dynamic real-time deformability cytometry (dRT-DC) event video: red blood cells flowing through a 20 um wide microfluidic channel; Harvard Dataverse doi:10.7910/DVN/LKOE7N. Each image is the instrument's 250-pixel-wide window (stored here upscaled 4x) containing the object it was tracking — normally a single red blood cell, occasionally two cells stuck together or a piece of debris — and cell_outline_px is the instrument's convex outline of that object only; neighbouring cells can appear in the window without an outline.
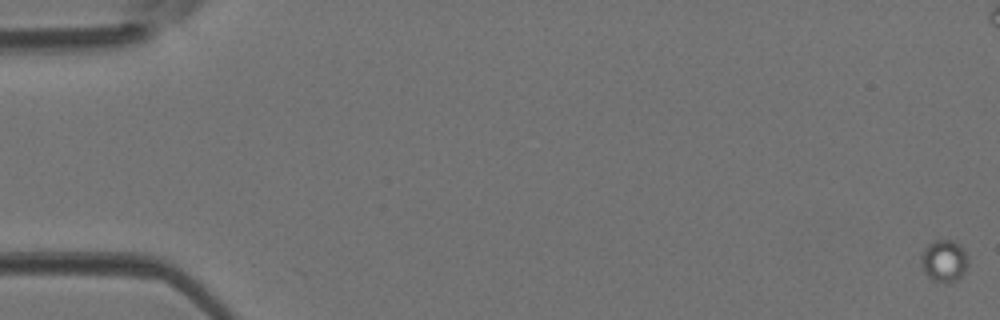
{"species": "Egyptian fruit bat (a non-hibernating species)", "species_latin": "Rousettus aegyptiacus", "temperature_condition": "room temperature", "stored_images_in_passage": 13, "camera_frame_rate_fps": 3000, "um_per_image_px": 0.085, "animal": {"sex": "female"}, "frame": {"image": 1, "passage_image": 1, "time_ms": 0.0, "image_size_px": [1000, 320], "cell_outline_px": [[968, 264], [964, 272], [956, 280], [948, 284], [932, 280], [924, 272], [920, 260], [920, 256], [924, 248], [932, 240], [952, 240], [960, 244], [964, 248], [968, 256]], "centroid_in_image_um": [80.25, 22.16], "position_along_channel_um": 4.8, "area_um2": 11.79}}